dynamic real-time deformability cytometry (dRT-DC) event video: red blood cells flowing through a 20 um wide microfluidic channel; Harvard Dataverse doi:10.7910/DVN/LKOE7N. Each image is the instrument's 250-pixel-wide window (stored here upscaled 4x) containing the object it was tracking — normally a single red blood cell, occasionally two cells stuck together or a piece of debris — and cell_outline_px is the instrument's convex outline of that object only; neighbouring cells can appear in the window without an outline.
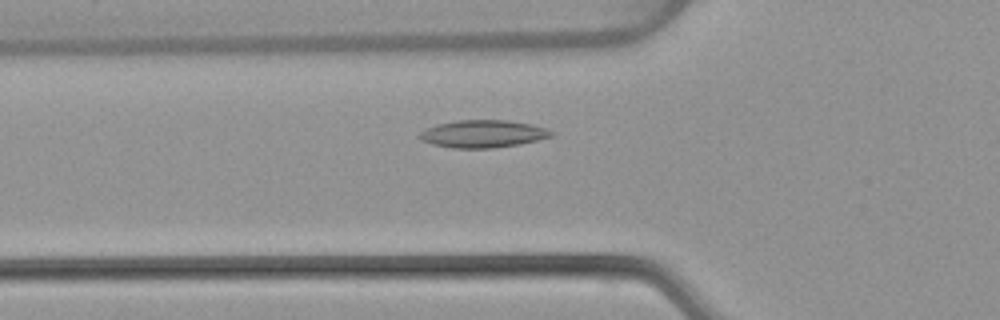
{"species": "common noctule bat (a hibernating species)", "species_latin": "Nyctalus noctula", "temperature_condition": "warm", "stored_images_in_passage": 46, "camera_frame_rate_fps": 3000, "um_per_image_px": 0.085, "animal": {"sex": "female", "body_mass_g": 22.7, "forearm_length_mm": 54.2}, "frame": {"image": 1, "passage_image": 15, "time_ms": 4.667, "image_size_px": [1000, 320], "cell_outline_px": [[552, 136], [520, 144], [492, 148], [452, 148], [432, 144], [420, 140], [416, 136], [420, 132], [436, 124], [456, 120], [508, 120], [528, 124], [544, 128], [552, 132]], "centroid_in_image_um": [40.97, 11.38], "position_along_channel_um": 84.8, "area_um2": 20.98}}
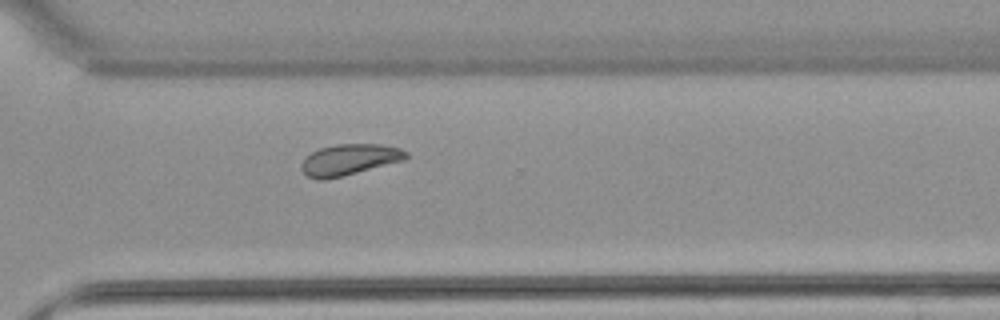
{"frame": {"image": 2, "passage_image": 35, "time_ms": 11.333, "image_size_px": [1000, 320], "cell_outline_px": [[408, 160], [344, 176], [324, 180], [316, 180], [308, 176], [300, 168], [300, 164], [312, 152], [320, 148], [336, 144], [380, 144], [400, 148], [408, 152]], "centroid_in_image_um": [29.75, 13.58], "position_along_channel_um": 340.9, "area_um2": 19.25}}
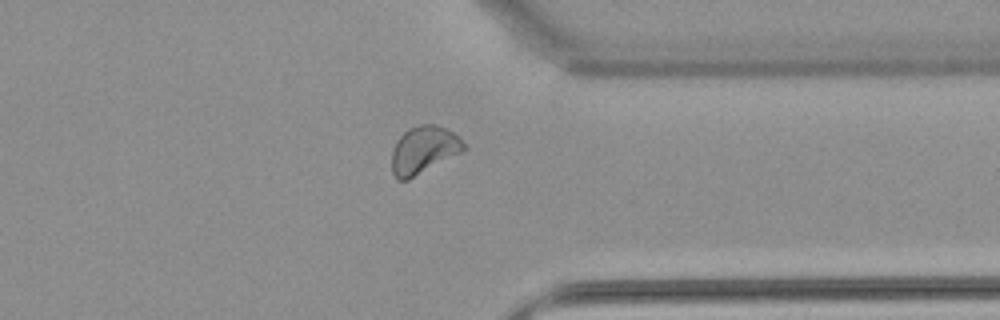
{"frame": {"image": 3, "passage_image": 38, "time_ms": 12.333, "image_size_px": [1000, 320], "cell_outline_px": [[468, 148], [408, 180], [396, 180], [392, 172], [392, 152], [400, 136], [408, 128], [420, 124], [436, 124], [448, 128], [460, 136]], "centroid_in_image_um": [36.04, 12.72], "position_along_channel_um": 375.4, "area_um2": 20.0}, "authors_computed_cell_mechanics": {"area_um2": 19.6231, "velocity_mm_per_s": 3.839, "shape_relaxation_time_tau1_ms": 9.1263, "shape_relaxation_time_tau2_ms": 3.753, "deformation_change_tau1": 0.1722, "deformation_change_tau2": 0.0917}}